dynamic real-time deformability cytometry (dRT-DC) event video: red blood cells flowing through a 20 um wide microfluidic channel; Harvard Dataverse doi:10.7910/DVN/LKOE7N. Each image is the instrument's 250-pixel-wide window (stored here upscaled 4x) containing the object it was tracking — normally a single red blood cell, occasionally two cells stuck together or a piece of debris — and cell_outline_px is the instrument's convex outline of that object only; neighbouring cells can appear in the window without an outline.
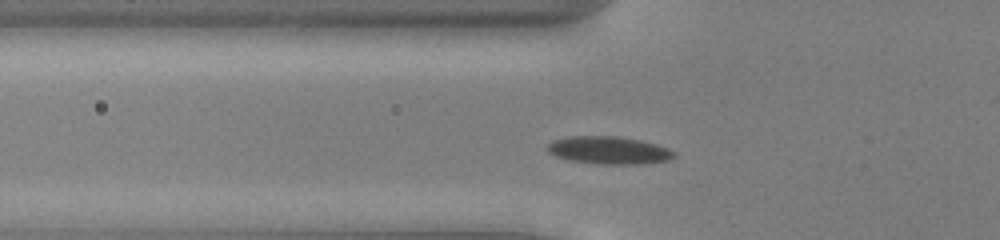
{"species": "common noctule bat (a hibernating species)", "species_latin": "Nyctalus noctula", "temperature_condition": "cold", "stored_images_in_passage": 42, "camera_frame_rate_fps": 3000, "um_per_image_px": 0.085, "animal": {"sex": "male", "body_mass_g": 13.0, "forearm_length_mm": 53.1}, "frame": {"image": 1, "passage_image": 8, "time_ms": 2.333, "image_size_px": [1000, 240], "cell_outline_px": [[676, 156], [668, 160], [644, 164], [600, 164], [572, 160], [556, 156], [548, 152], [544, 148], [552, 140], [568, 136], [616, 136], [640, 140], [656, 144], [668, 148], [676, 152]], "centroid_in_image_um": [51.75, 12.77], "position_along_channel_um": 74.1, "area_um2": 20.52}}
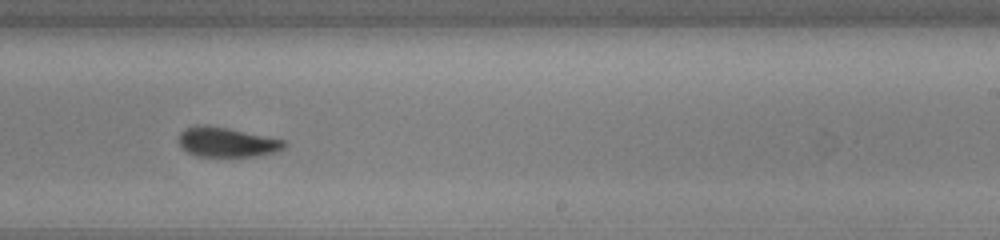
{"frame": {"image": 2, "passage_image": 23, "time_ms": 7.333, "image_size_px": [1000, 240], "cell_outline_px": [[288, 144], [280, 152], [256, 156], [196, 156], [188, 152], [180, 144], [180, 132], [184, 128], [196, 124], [208, 124], [288, 140]], "centroid_in_image_um": [19.35, 12.07], "position_along_channel_um": 269.6, "area_um2": 18.61}}
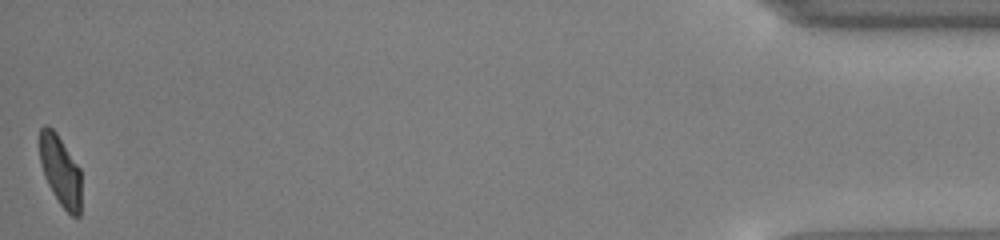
{"frame": {"image": 3, "passage_image": 42, "time_ms": 13.667, "image_size_px": [1000, 240], "cell_outline_px": [[80, 216], [72, 216], [60, 204], [52, 192], [44, 176], [40, 164], [40, 128], [44, 124], [48, 124], [56, 132], [80, 168]], "centroid_in_image_um": [5.12, 14.48], "position_along_channel_um": 430.1, "area_um2": 17.05}, "authors_computed_cell_mechanics": {"area_um2": 19.1029, "velocity_mm_per_s": 3.9296, "shape_relaxation_time_tau1_ms": 2.4012, "shape_relaxation_time_tau2_ms": 2.1267, "deformation_change_tau1": 0.1246, "deformation_change_tau2": 0.056}}